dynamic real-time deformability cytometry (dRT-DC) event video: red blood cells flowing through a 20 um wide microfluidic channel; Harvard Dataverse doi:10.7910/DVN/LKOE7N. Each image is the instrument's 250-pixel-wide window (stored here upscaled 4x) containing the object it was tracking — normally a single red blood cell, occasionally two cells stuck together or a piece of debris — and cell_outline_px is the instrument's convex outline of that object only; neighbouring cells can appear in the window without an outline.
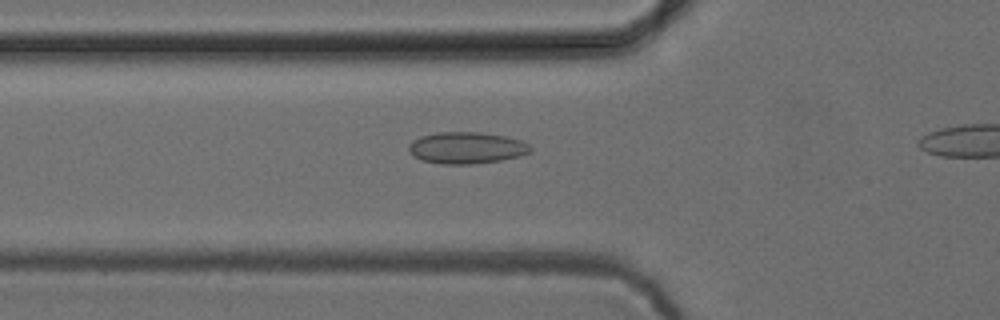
{"species": "common noctule bat (a hibernating species)", "species_latin": "Nyctalus noctula", "temperature_condition": "cold", "stored_images_in_passage": 38, "camera_frame_rate_fps": 3000, "um_per_image_px": 0.085, "animal": {"sex": "female", "body_mass_g": 24.6, "forearm_length_mm": 56.2}, "frame": {"image": 1, "passage_image": 13, "time_ms": 4.0, "image_size_px": [1000, 320], "cell_outline_px": [[532, 148], [528, 152], [520, 156], [500, 160], [472, 164], [440, 164], [424, 160], [416, 156], [408, 148], [412, 140], [420, 136], [436, 132], [480, 132], [504, 136], [520, 140], [528, 144]], "centroid_in_image_um": [39.66, 12.56], "position_along_channel_um": 86.1, "area_um2": 22.2}}
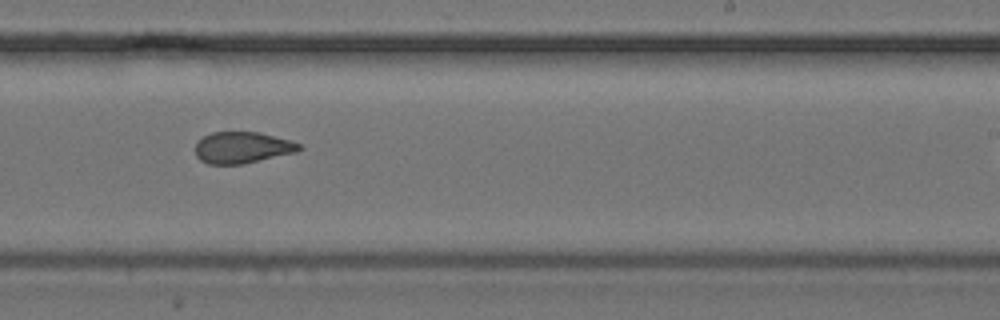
{"frame": {"image": 2, "passage_image": 27, "time_ms": 8.667, "image_size_px": [1000, 320], "cell_outline_px": [[304, 148], [296, 152], [244, 164], [208, 164], [200, 160], [196, 156], [196, 140], [212, 132], [260, 132], [292, 140], [300, 144]], "centroid_in_image_um": [20.61, 12.54], "position_along_channel_um": 268.4, "area_um2": 19.25}}
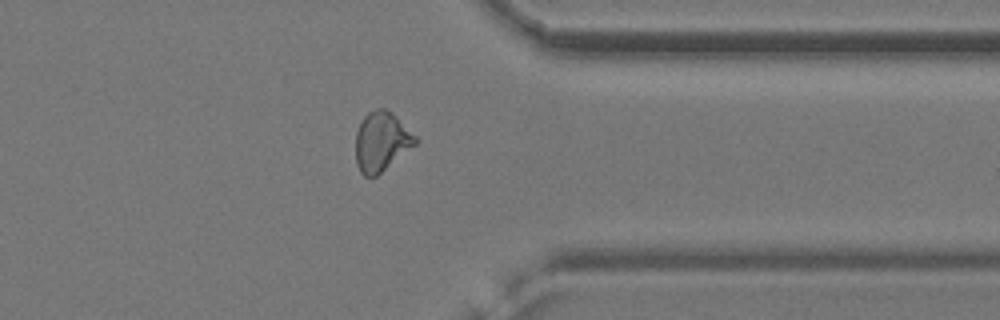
{"frame": {"image": 3, "passage_image": 36, "time_ms": 11.667, "image_size_px": [1000, 320], "cell_outline_px": [[420, 140], [416, 144], [376, 176], [364, 176], [360, 172], [356, 164], [356, 132], [364, 116], [368, 112], [376, 108], [384, 108], [392, 112]], "centroid_in_image_um": [32.42, 12.02], "position_along_channel_um": 379.0, "area_um2": 20.58}}